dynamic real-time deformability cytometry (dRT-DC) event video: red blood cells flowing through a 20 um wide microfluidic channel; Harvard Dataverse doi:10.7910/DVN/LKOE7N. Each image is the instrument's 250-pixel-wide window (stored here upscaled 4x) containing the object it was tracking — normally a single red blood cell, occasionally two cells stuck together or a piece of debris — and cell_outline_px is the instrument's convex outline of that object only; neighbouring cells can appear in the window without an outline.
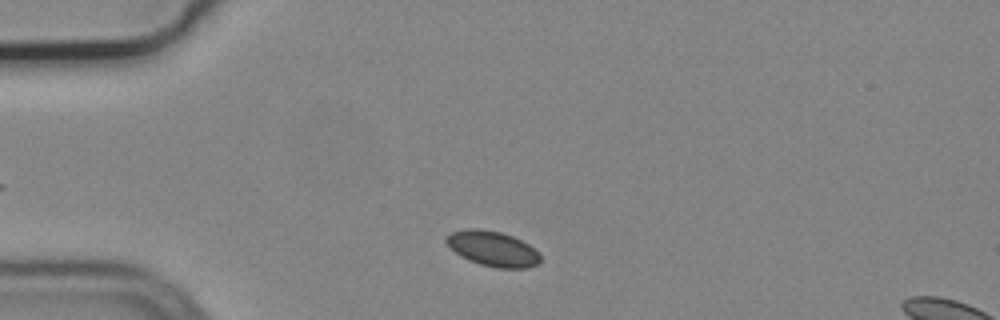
{"species": "common noctule bat (a hibernating species)", "species_latin": "Nyctalus noctula", "temperature_condition": "cold", "stored_images_in_passage": 6, "segment_of_instrument_passage": [1, 2], "camera_frame_rate_fps": 3000, "um_per_image_px": 0.085, "animal": {"sex": "male", "body_mass_g": 19.2, "forearm_length_mm": 51.8}, "frame": {"image": 1, "passage_image": 1, "time_ms": 0.0, "image_size_px": [1000, 320], "cell_outline_px": [[540, 260], [536, 264], [528, 268], [496, 268], [480, 264], [468, 260], [460, 256], [444, 240], [452, 232], [468, 228], [480, 228], [500, 232], [512, 236], [528, 244], [540, 256]], "centroid_in_image_um": [41.86, 21.14], "position_along_channel_um": 43.1, "area_um2": 19.02}}
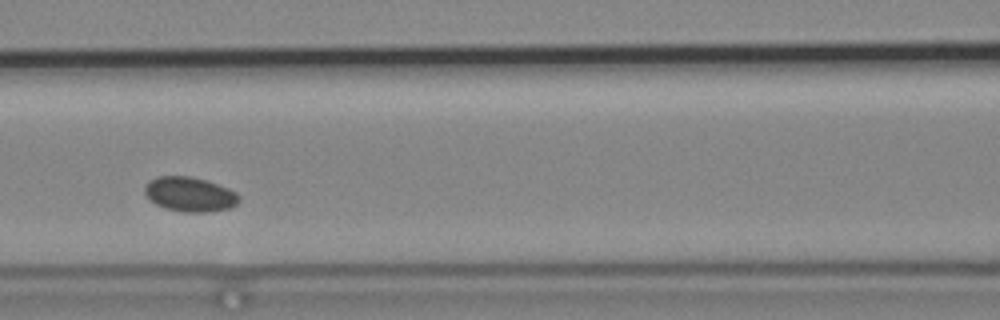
{"frame": {"image": 2, "passage_image": 4, "time_ms": 1.0, "image_size_px": [1000, 320], "cell_outline_px": [[240, 200], [236, 204], [228, 208], [208, 212], [184, 212], [164, 208], [156, 204], [144, 192], [144, 188], [148, 180], [156, 176], [188, 176], [204, 180], [228, 188], [236, 192], [240, 196]], "centroid_in_image_um": [16.12, 16.51], "position_along_channel_um": 150.5, "area_um2": 18.9}}
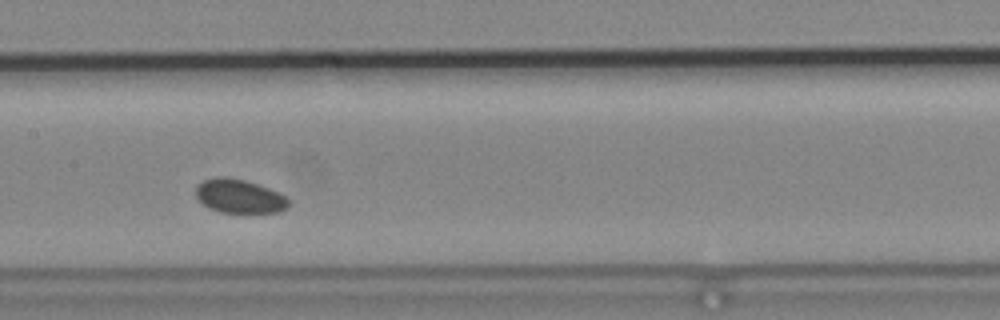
{"frame": {"image": 3, "passage_image": 5, "time_ms": 1.333, "image_size_px": [1000, 320], "cell_outline_px": [[292, 204], [288, 208], [280, 212], [220, 212], [208, 208], [196, 196], [196, 188], [204, 180], [216, 176], [224, 176], [244, 180], [268, 188], [288, 196], [292, 200]], "centroid_in_image_um": [20.42, 16.68], "position_along_channel_um": 187.0, "area_um2": 18.38}}